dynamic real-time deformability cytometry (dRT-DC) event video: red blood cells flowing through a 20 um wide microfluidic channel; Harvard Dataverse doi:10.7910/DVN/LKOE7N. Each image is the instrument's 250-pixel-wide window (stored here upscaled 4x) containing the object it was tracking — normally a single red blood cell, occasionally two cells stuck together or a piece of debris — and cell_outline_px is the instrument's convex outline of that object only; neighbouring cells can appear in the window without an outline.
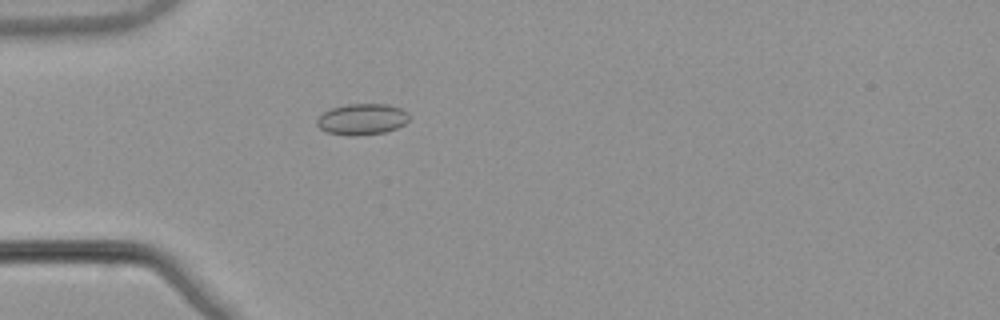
{"species": "common noctule bat (a hibernating species)", "species_latin": "Nyctalus noctula", "temperature_condition": "warm", "stored_images_in_passage": 48, "camera_frame_rate_fps": 3000, "um_per_image_px": 0.085, "animal": {"sex": "male", "body_mass_g": 21.5, "forearm_length_mm": 52.0}, "frame": {"image": 1, "passage_image": 11, "time_ms": 3.333, "image_size_px": [1000, 320], "cell_outline_px": [[408, 120], [404, 124], [396, 128], [384, 132], [356, 136], [348, 136], [328, 132], [320, 128], [316, 124], [316, 120], [324, 112], [332, 108], [348, 104], [388, 104], [400, 108], [408, 112]], "centroid_in_image_um": [30.77, 10.13], "position_along_channel_um": 54.2, "area_um2": 16.65}}
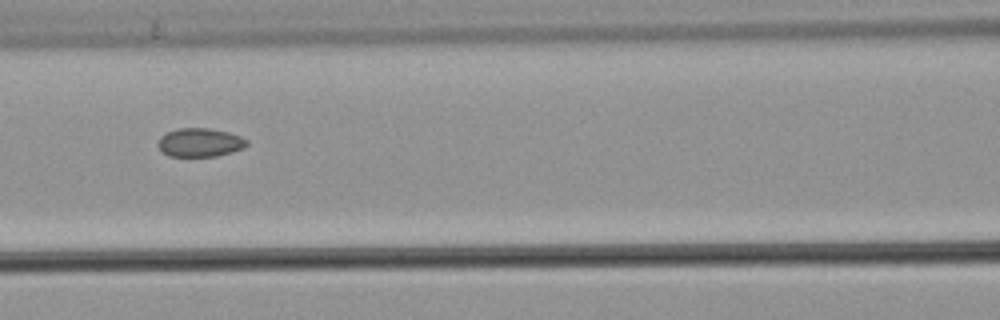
{"frame": {"image": 2, "passage_image": 19, "time_ms": 6.0, "image_size_px": [1000, 320], "cell_outline_px": [[248, 144], [244, 148], [232, 152], [216, 156], [168, 156], [156, 144], [160, 136], [176, 128], [208, 128], [228, 132], [240, 136], [248, 140]], "centroid_in_image_um": [17.0, 12.1], "position_along_channel_um": 149.6, "area_um2": 14.85}}
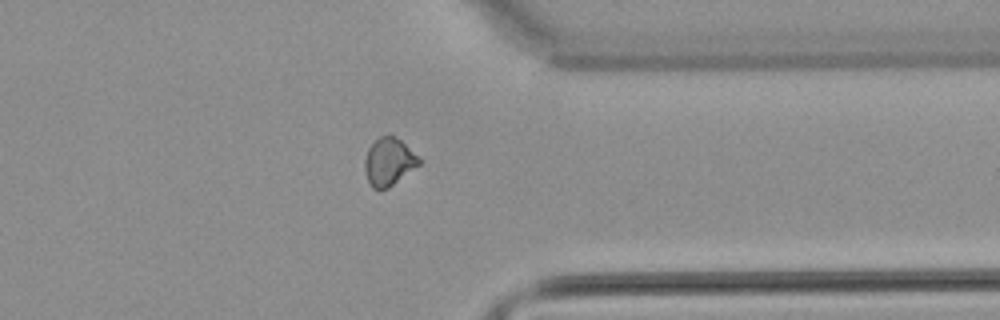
{"frame": {"image": 3, "passage_image": 37, "time_ms": 12.0, "image_size_px": [1000, 320], "cell_outline_px": [[420, 164], [388, 188], [380, 192], [372, 188], [368, 180], [364, 168], [364, 160], [368, 148], [380, 136], [392, 136], [400, 140], [420, 156]], "centroid_in_image_um": [33.04, 13.78], "position_along_channel_um": 378.4, "area_um2": 15.09}, "authors_computed_cell_mechanics": {"area_um2": 15.2592, "velocity_mm_per_s": 3.897, "shape_relaxation_time_tau1_ms": null, "shape_relaxation_time_tau2_ms": 2.5121, "deformation_change_tau1": null, "deformation_change_tau2": 0.0618}}